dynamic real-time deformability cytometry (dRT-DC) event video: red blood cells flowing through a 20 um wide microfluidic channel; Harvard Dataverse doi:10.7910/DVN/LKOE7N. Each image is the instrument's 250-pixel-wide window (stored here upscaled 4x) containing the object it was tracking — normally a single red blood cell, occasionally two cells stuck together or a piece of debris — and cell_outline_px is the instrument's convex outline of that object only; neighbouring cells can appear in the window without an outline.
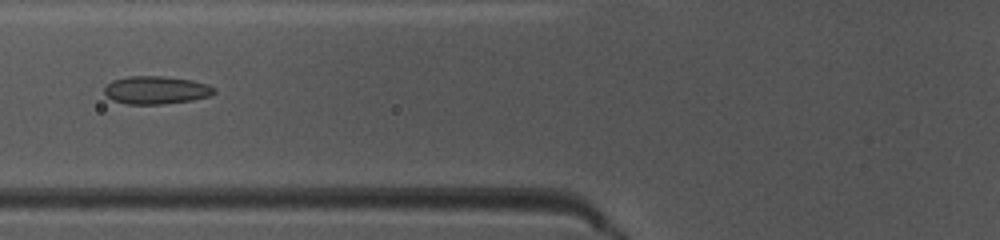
{"species": "common noctule bat (a hibernating species)", "species_latin": "Nyctalus noctula", "temperature_condition": "warm", "stored_images_in_passage": 49, "camera_frame_rate_fps": 3000, "um_per_image_px": 0.085, "animal": {"sex": "female", "body_mass_g": 10.0, "forearm_length_mm": 53.1}, "frame": {"image": 1, "passage_image": 20, "time_ms": 6.333, "image_size_px": [1000, 240], "cell_outline_px": [[216, 92], [208, 96], [192, 100], [160, 104], [128, 104], [112, 100], [104, 92], [104, 88], [112, 80], [128, 76], [164, 76], [192, 80], [208, 84], [216, 88]], "centroid_in_image_um": [13.28, 7.65], "position_along_channel_um": 112.5, "area_um2": 17.86}}
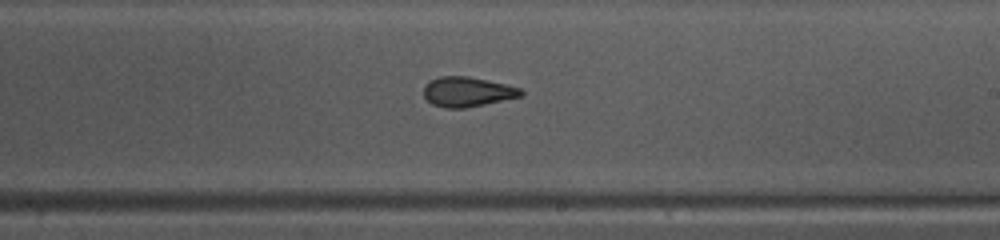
{"frame": {"image": 2, "passage_image": 30, "time_ms": 9.667, "image_size_px": [1000, 240], "cell_outline_px": [[524, 92], [520, 96], [484, 104], [464, 108], [444, 108], [432, 104], [424, 96], [424, 84], [428, 80], [440, 76], [468, 76], [504, 84], [520, 88]], "centroid_in_image_um": [39.66, 7.79], "position_along_channel_um": 249.3, "area_um2": 16.76}}
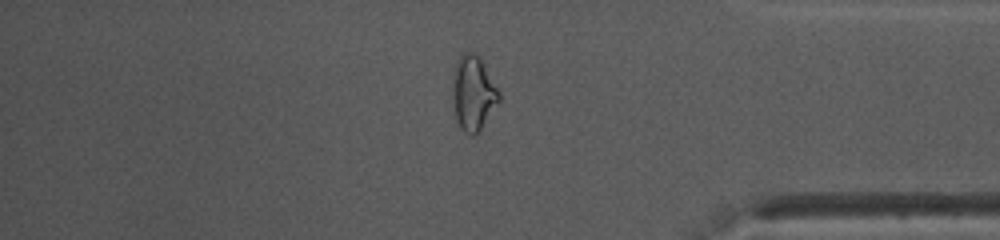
{"frame": {"image": 3, "passage_image": 42, "time_ms": 13.667, "image_size_px": [1000, 240], "cell_outline_px": [[500, 100], [480, 132], [472, 136], [464, 132], [460, 128], [456, 120], [452, 100], [452, 72], [456, 60], [464, 52], [472, 52], [480, 60], [500, 92]], "centroid_in_image_um": [40.19, 7.96], "position_along_channel_um": 395.0, "area_um2": 20.4}, "authors_computed_cell_mechanics": {"area_um2": 18.1492, "velocity_mm_per_s": 4.0867, "shape_relaxation_time_tau1_ms": 8.3428, "shape_relaxation_time_tau2_ms": 1.4699, "deformation_change_tau1": 0.1508, "deformation_change_tau2": 0.0813}}